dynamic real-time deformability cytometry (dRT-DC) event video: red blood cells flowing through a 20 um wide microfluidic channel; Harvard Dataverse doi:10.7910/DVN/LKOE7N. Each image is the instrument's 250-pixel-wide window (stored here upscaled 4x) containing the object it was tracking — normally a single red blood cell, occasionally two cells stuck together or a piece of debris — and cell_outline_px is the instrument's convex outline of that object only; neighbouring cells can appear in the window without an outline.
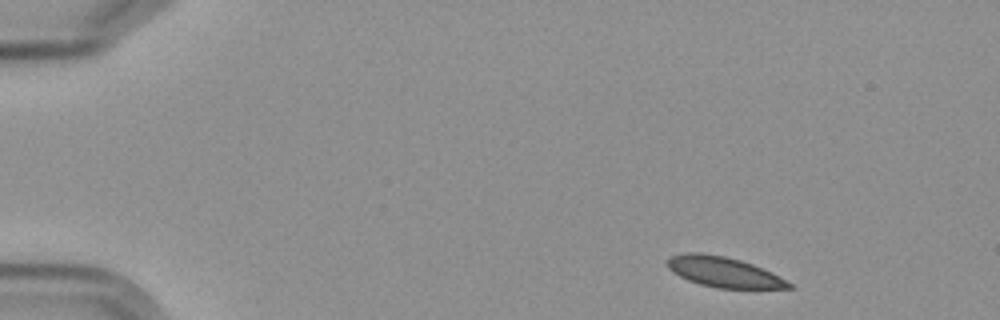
{"species": "Egyptian fruit bat (a non-hibernating species)", "species_latin": "Rousettus aegyptiacus", "temperature_condition": "cold", "stored_images_in_passage": 5, "camera_frame_rate_fps": 3000, "um_per_image_px": 0.085, "frame": {"image": 1, "passage_image": 1, "time_ms": 0.0, "image_size_px": [1000, 320], "cell_outline_px": [[792, 288], [716, 288], [700, 284], [688, 280], [672, 272], [668, 268], [668, 260], [672, 256], [688, 252], [700, 252], [724, 256], [740, 260], [752, 264], [792, 284]], "centroid_in_image_um": [61.45, 23.12], "position_along_channel_um": 23.6, "area_um2": 20.92}}
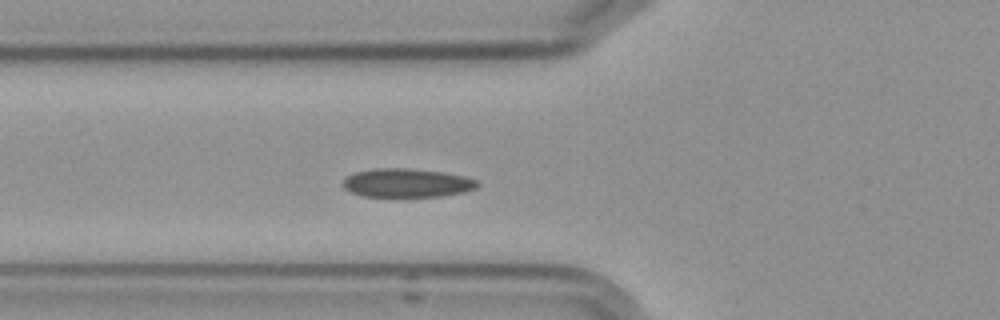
{"frame": {"image": 2, "passage_image": 5, "time_ms": 4.667, "image_size_px": [1000, 320], "cell_outline_px": [[480, 184], [476, 188], [464, 192], [440, 196], [396, 200], [364, 196], [348, 192], [340, 184], [344, 176], [352, 172], [372, 168], [408, 168], [444, 172], [464, 176], [476, 180]], "centroid_in_image_um": [34.48, 15.59], "position_along_channel_um": 91.3, "area_um2": 23.93}}